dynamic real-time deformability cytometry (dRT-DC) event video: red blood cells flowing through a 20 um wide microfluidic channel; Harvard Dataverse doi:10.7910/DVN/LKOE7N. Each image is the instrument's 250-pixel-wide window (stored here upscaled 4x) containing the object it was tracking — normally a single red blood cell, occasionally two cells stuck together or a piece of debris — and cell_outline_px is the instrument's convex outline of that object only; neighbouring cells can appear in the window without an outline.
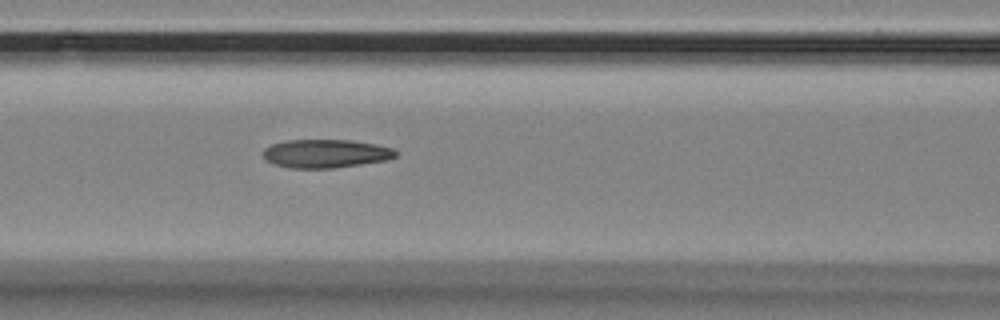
{"species": "Egyptian fruit bat (a non-hibernating species)", "species_latin": "Rousettus aegyptiacus", "temperature_condition": "room temperature", "stored_images_in_passage": 30, "camera_frame_rate_fps": 3000, "um_per_image_px": 0.085, "animal": {"sex": "female"}, "frame": {"image": 1, "passage_image": 7, "time_ms": 2.0, "image_size_px": [1000, 320], "cell_outline_px": [[396, 156], [388, 160], [332, 168], [292, 168], [276, 164], [268, 160], [264, 156], [264, 148], [272, 144], [288, 140], [348, 140], [376, 144], [392, 148], [396, 152]], "centroid_in_image_um": [27.71, 13.05], "position_along_channel_um": 138.9, "area_um2": 21.68}}
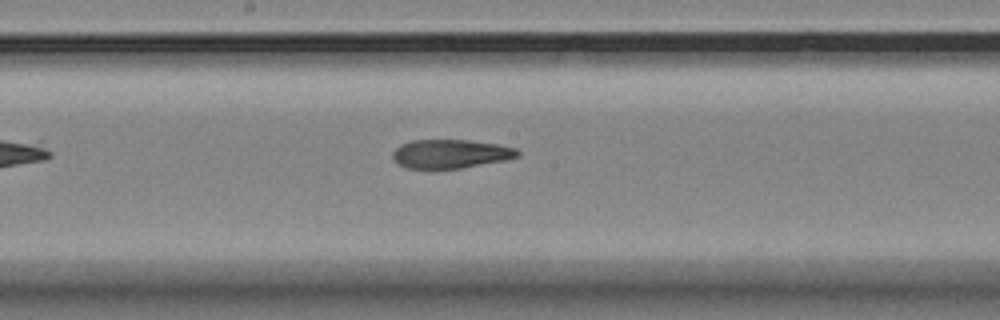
{"frame": {"image": 2, "passage_image": 13, "time_ms": 4.0, "image_size_px": [1000, 320], "cell_outline_px": [[520, 156], [504, 160], [460, 168], [432, 172], [408, 168], [400, 164], [392, 156], [392, 152], [400, 144], [412, 140], [468, 140], [496, 144], [516, 148], [520, 152]], "centroid_in_image_um": [38.25, 13.11], "position_along_channel_um": 209.9, "area_um2": 21.44}}
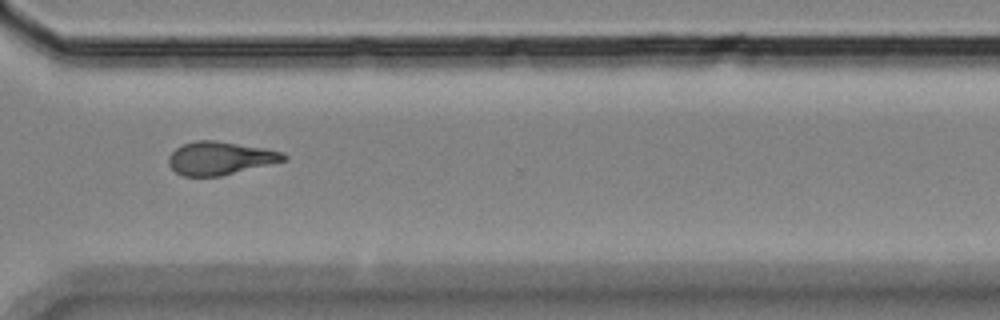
{"frame": {"image": 3, "passage_image": 25, "time_ms": 8.0, "image_size_px": [1000, 320], "cell_outline_px": [[288, 160], [220, 176], [184, 176], [176, 172], [168, 164], [168, 156], [176, 148], [184, 144], [196, 140], [216, 140], [264, 148], [280, 152], [288, 156]], "centroid_in_image_um": [18.7, 13.44], "position_along_channel_um": 351.9, "area_um2": 22.14}, "authors_computed_cell_mechanics": {"area_um2": 22.0218, "velocity_mm_per_s": 3.5552, "shape_relaxation_time_tau1_ms": null, "shape_relaxation_time_tau2_ms": 4.6076, "deformation_change_tau1": null, "deformation_change_tau2": 0.1383}}